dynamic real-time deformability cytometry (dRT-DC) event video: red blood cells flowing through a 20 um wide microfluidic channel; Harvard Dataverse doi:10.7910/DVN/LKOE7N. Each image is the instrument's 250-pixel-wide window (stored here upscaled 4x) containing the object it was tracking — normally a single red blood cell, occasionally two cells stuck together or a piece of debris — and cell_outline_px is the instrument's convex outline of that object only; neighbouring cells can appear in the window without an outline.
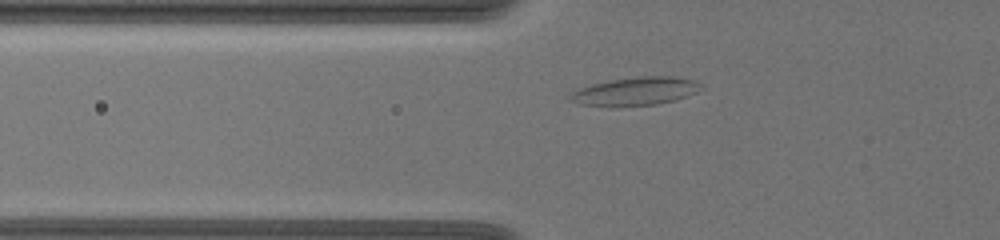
{"species": "common noctule bat (a hibernating species)", "species_latin": "Nyctalus noctula", "temperature_condition": "warm", "stored_images_in_passage": 18, "camera_frame_rate_fps": 3000, "um_per_image_px": 0.085, "animal": {"sex": "female", "body_mass_g": 19.5, "forearm_length_mm": 54.1}, "frame": {"image": 1, "passage_image": 5, "time_ms": 1.333, "image_size_px": [1000, 240], "cell_outline_px": [[700, 84], [696, 92], [672, 100], [656, 104], [612, 108], [580, 104], [568, 100], [568, 96], [572, 92], [580, 88], [592, 84], [608, 80], [640, 76], [676, 76], [692, 80]], "centroid_in_image_um": [53.9, 7.77], "position_along_channel_um": 71.9, "area_um2": 21.62}}
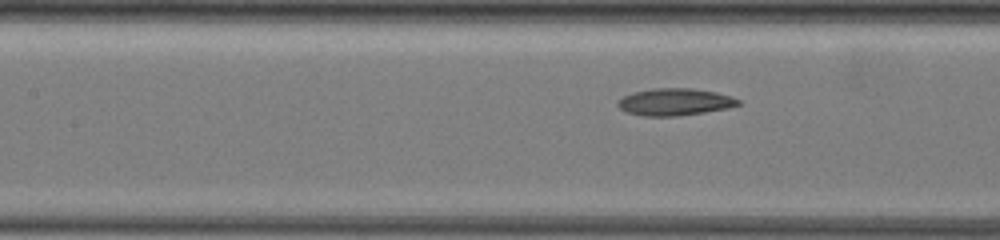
{"frame": {"image": 2, "passage_image": 12, "time_ms": 3.667, "image_size_px": [1000, 240], "cell_outline_px": [[744, 104], [728, 108], [704, 112], [676, 116], [644, 116], [628, 112], [620, 108], [616, 104], [624, 96], [632, 92], [652, 88], [692, 88], [716, 92], [732, 96], [740, 100]], "centroid_in_image_um": [57.41, 8.66], "position_along_channel_um": 150.0, "area_um2": 19.07}}
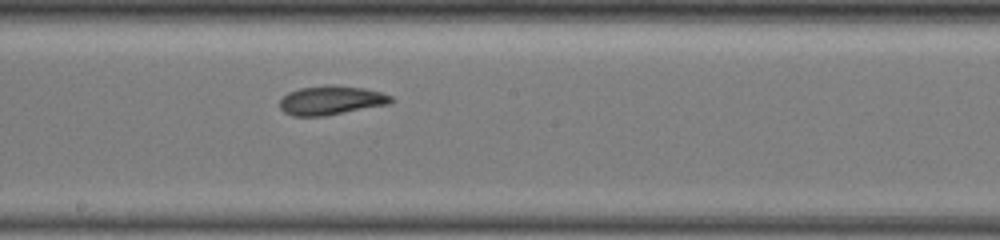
{"frame": {"image": 3, "passage_image": 18, "time_ms": 5.667, "image_size_px": [1000, 240], "cell_outline_px": [[396, 100], [388, 104], [324, 116], [292, 116], [284, 112], [280, 108], [280, 100], [288, 92], [300, 88], [324, 84], [332, 84], [364, 88], [380, 92], [392, 96]], "centroid_in_image_um": [28.14, 8.51], "position_along_channel_um": 220.1, "area_um2": 18.96}}